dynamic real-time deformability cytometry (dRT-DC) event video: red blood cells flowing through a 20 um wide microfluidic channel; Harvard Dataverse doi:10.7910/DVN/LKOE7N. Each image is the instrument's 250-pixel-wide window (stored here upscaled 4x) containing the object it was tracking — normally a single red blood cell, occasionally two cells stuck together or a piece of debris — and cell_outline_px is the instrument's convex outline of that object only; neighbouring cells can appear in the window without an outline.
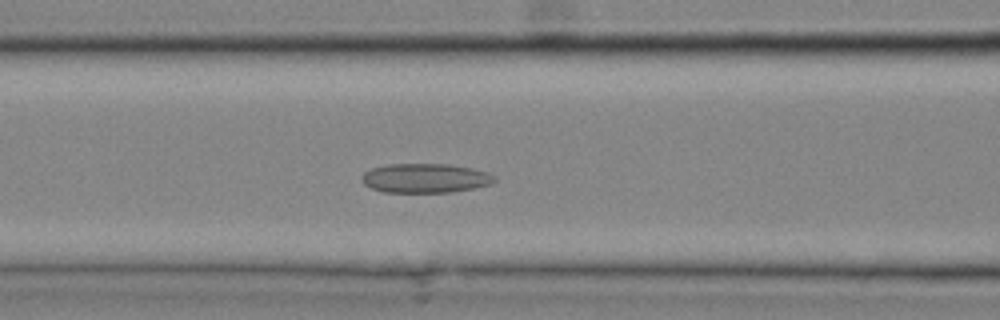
{"species": "common noctule bat (a hibernating species)", "species_latin": "Nyctalus noctula", "temperature_condition": "cold", "stored_images_in_passage": 15, "camera_frame_rate_fps": 3000, "um_per_image_px": 0.085, "animal": {"sex": "male", "body_mass_g": 20.4}, "frame": {"image": 1, "passage_image": 11, "time_ms": 3.333, "image_size_px": [1000, 320], "cell_outline_px": [[496, 180], [488, 184], [472, 188], [452, 192], [384, 192], [372, 188], [364, 184], [364, 172], [372, 168], [384, 164], [448, 164], [472, 168], [488, 172], [496, 176]], "centroid_in_image_um": [36.16, 15.13], "position_along_channel_um": 130.4, "area_um2": 22.48}}
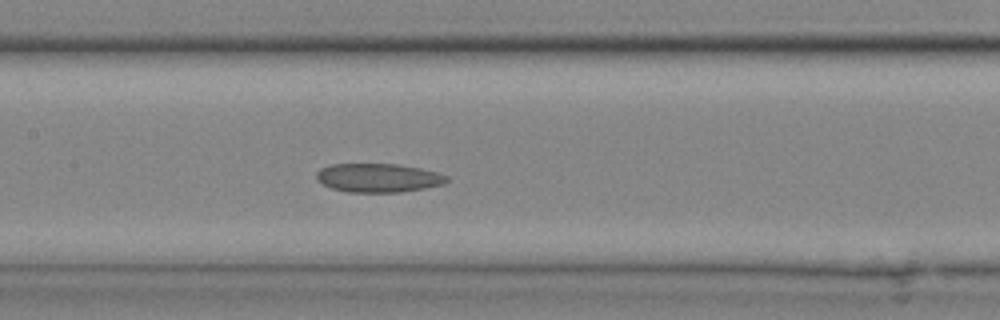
{"frame": {"image": 2, "passage_image": 13, "time_ms": 4.0, "image_size_px": [1000, 320], "cell_outline_px": [[448, 180], [444, 184], [424, 188], [400, 192], [348, 192], [332, 188], [316, 180], [316, 172], [320, 168], [332, 164], [396, 164], [420, 168], [436, 172], [448, 176]], "centroid_in_image_um": [32.14, 15.11], "position_along_channel_um": 175.3, "area_um2": 21.79}}